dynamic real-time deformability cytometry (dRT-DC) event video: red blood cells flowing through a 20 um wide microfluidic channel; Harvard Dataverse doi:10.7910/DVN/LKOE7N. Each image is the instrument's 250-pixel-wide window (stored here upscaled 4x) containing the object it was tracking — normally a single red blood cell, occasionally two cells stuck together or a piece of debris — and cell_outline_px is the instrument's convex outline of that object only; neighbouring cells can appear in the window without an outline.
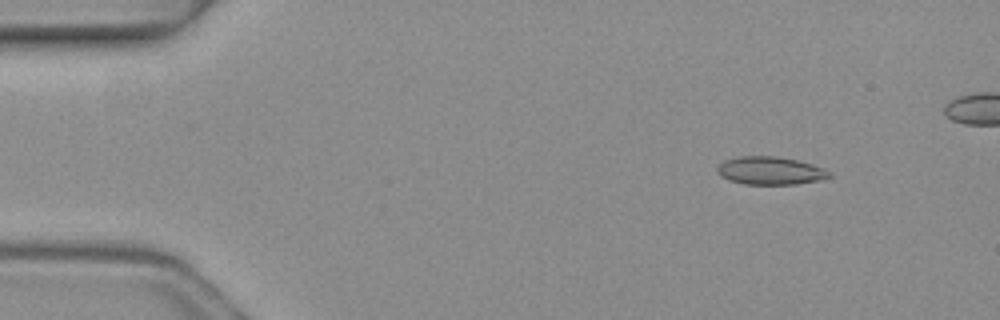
{"species": "common noctule bat (a hibernating species)", "species_latin": "Nyctalus noctula", "temperature_condition": "warm", "stored_images_in_passage": 4, "camera_frame_rate_fps": 3000, "um_per_image_px": 0.085, "animal": {"sex": "female", "body_mass_g": 19.3, "forearm_length_mm": 54.1}, "frame": {"image": 1, "passage_image": 1, "time_ms": 0.0, "image_size_px": [1000, 320], "cell_outline_px": [[832, 176], [820, 180], [796, 184], [744, 184], [728, 180], [720, 176], [716, 172], [716, 168], [724, 160], [740, 156], [776, 156], [796, 160], [812, 164], [824, 168], [832, 172]], "centroid_in_image_um": [65.47, 14.51], "position_along_channel_um": 19.5, "area_um2": 18.38}}